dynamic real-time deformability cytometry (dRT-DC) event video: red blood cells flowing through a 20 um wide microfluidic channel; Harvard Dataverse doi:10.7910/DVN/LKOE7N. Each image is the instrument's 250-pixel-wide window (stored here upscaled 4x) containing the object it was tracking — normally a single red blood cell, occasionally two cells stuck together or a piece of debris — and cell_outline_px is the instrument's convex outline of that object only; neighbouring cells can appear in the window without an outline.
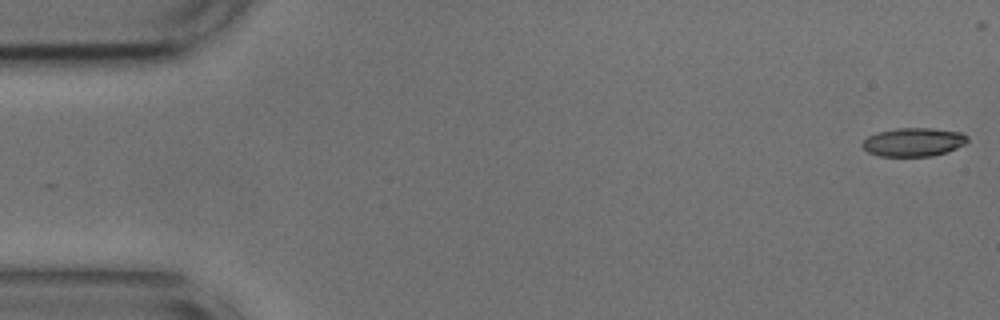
{"species": "common noctule bat (a hibernating species)", "species_latin": "Nyctalus noctula", "temperature_condition": "cold", "stored_images_in_passage": 10, "camera_frame_rate_fps": 3000, "um_per_image_px": 0.085, "animal": {"sex": "male", "body_mass_g": 17.9, "forearm_length_mm": 54.2}, "frame": {"image": 1, "passage_image": 1, "time_ms": 0.0, "image_size_px": [1000, 320], "cell_outline_px": [[968, 140], [964, 144], [948, 152], [932, 156], [880, 156], [868, 152], [860, 144], [868, 136], [876, 132], [896, 128], [932, 128], [960, 132], [968, 136]], "centroid_in_image_um": [77.64, 12.07], "position_along_channel_um": 7.4, "area_um2": 17.57}}